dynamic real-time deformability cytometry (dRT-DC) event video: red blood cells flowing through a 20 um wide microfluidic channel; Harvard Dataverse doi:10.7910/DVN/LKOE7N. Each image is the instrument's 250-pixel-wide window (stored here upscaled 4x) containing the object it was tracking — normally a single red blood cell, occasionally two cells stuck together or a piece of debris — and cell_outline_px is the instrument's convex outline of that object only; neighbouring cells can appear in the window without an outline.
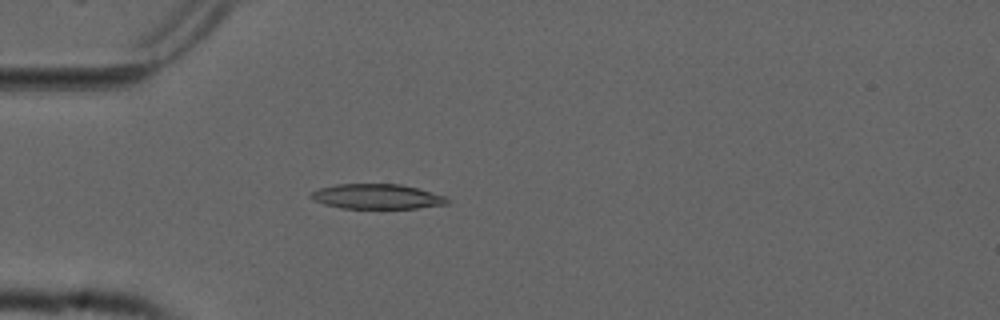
{"species": "common noctule bat (a hibernating species)", "species_latin": "Nyctalus noctula", "temperature_condition": "cold", "stored_images_in_passage": 53, "camera_frame_rate_fps": 3000, "um_per_image_px": 0.085, "animal": {"sex": "male", "forearm_length_mm": 52.5}, "frame": {"image": 1, "passage_image": 15, "time_ms": 4.667, "image_size_px": [1000, 320], "cell_outline_px": [[448, 204], [416, 208], [340, 208], [324, 204], [308, 196], [312, 192], [320, 188], [336, 184], [400, 184], [416, 188], [444, 196], [448, 200]], "centroid_in_image_um": [32.01, 16.7], "position_along_channel_um": 53.0, "area_um2": 19.54}}
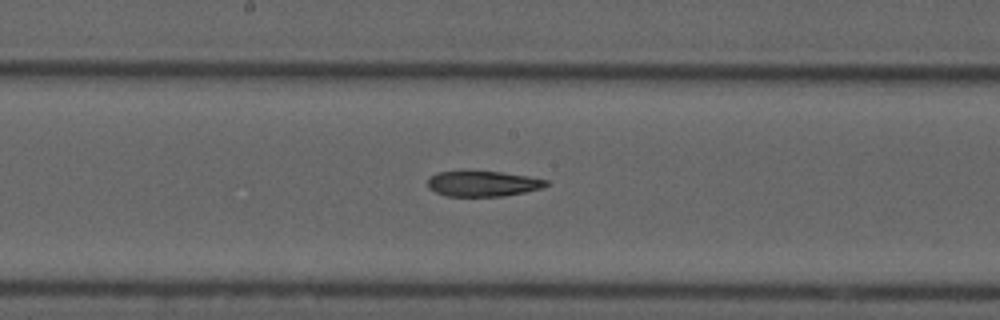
{"frame": {"image": 2, "passage_image": 28, "time_ms": 9.0, "image_size_px": [1000, 320], "cell_outline_px": [[552, 184], [544, 188], [504, 196], [444, 196], [428, 188], [428, 180], [436, 172], [500, 172], [528, 176], [548, 180]], "centroid_in_image_um": [41.1, 15.63], "position_along_channel_um": 207.1, "area_um2": 17.51}}
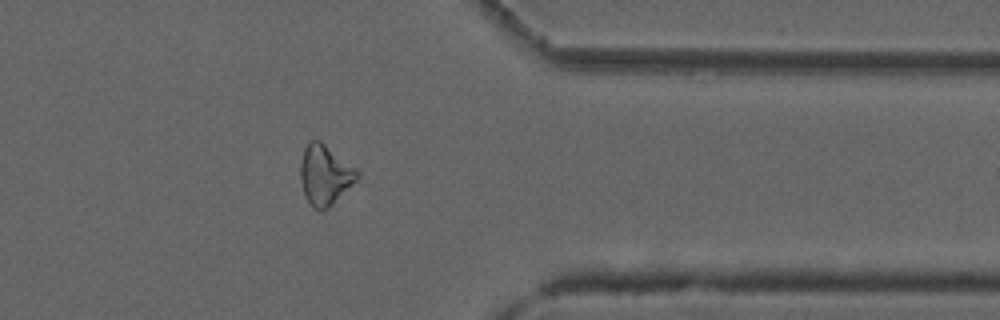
{"frame": {"image": 3, "passage_image": 43, "time_ms": 14.0, "image_size_px": [1000, 320], "cell_outline_px": [[360, 176], [328, 208], [320, 212], [312, 208], [304, 192], [300, 180], [300, 164], [304, 148], [312, 140], [320, 140], [356, 168], [360, 172]], "centroid_in_image_um": [27.61, 14.87], "position_along_channel_um": 383.8, "area_um2": 19.71}}